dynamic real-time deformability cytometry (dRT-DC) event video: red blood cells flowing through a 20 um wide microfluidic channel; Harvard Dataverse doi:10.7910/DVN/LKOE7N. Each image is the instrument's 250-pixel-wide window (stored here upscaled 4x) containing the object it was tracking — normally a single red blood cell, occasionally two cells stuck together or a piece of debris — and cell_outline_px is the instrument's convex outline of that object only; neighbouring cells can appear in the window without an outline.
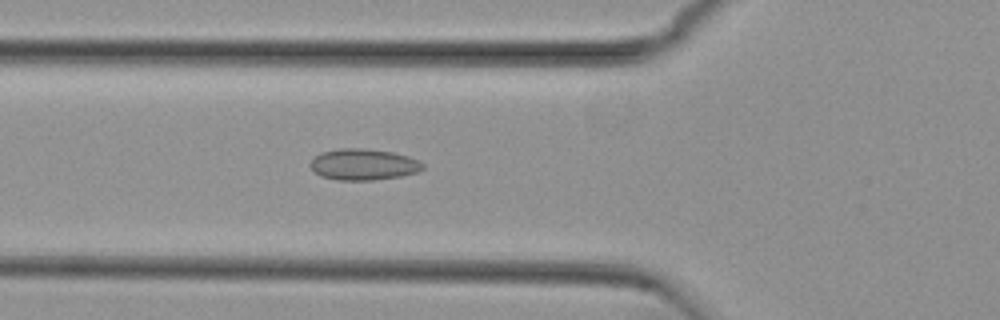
{"species": "common noctule bat (a hibernating species)", "species_latin": "Nyctalus noctula", "temperature_condition": "cold", "stored_images_in_passage": 54, "camera_frame_rate_fps": 3000, "um_per_image_px": 0.085, "animal": {"sex": "female", "body_mass_g": 29.2, "forearm_length_mm": 56.3}, "frame": {"image": 1, "passage_image": 19, "time_ms": 6.0, "image_size_px": [1000, 320], "cell_outline_px": [[424, 168], [416, 172], [400, 176], [372, 180], [336, 180], [320, 176], [312, 168], [312, 160], [320, 152], [340, 148], [360, 148], [392, 152], [408, 156], [420, 160], [424, 164]], "centroid_in_image_um": [30.91, 13.98], "position_along_channel_um": 94.9, "area_um2": 20.35}}
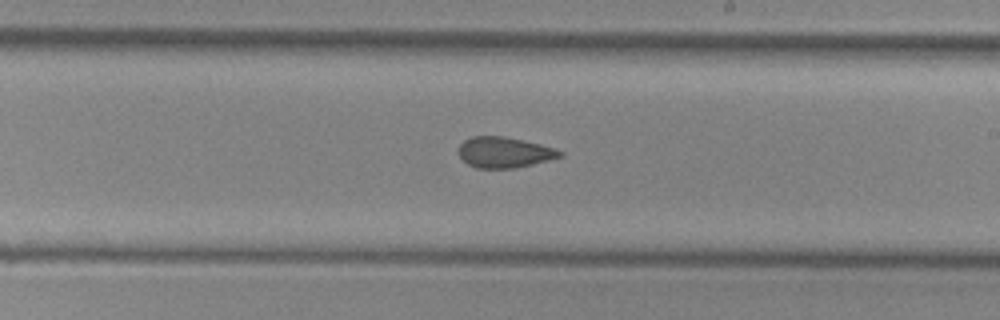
{"frame": {"image": 2, "passage_image": 31, "time_ms": 10.0, "image_size_px": [1000, 320], "cell_outline_px": [[564, 156], [516, 168], [476, 168], [468, 164], [456, 152], [460, 144], [464, 140], [472, 136], [504, 136], [540, 144], [564, 152]], "centroid_in_image_um": [42.84, 12.95], "position_along_channel_um": 246.2, "area_um2": 18.15}}
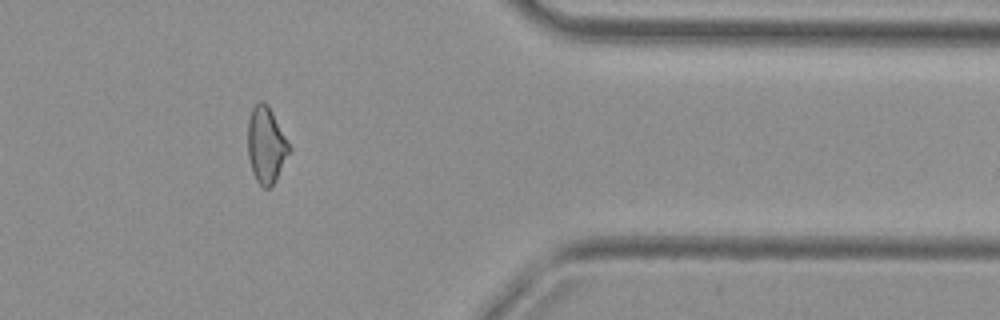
{"frame": {"image": 3, "passage_image": 44, "time_ms": 14.333, "image_size_px": [1000, 320], "cell_outline_px": [[292, 148], [276, 180], [268, 188], [264, 188], [256, 180], [252, 172], [248, 156], [248, 120], [252, 108], [260, 100], [264, 100], [268, 104]], "centroid_in_image_um": [22.63, 12.31], "position_along_channel_um": 388.8, "area_um2": 18.5}, "authors_computed_cell_mechanics": {"area_um2": 19.3052, "velocity_mm_per_s": 3.7754, "shape_relaxation_time_tau1_ms": null, "shape_relaxation_time_tau2_ms": 2.0607, "deformation_change_tau1": null, "deformation_change_tau2": 0.0712}}